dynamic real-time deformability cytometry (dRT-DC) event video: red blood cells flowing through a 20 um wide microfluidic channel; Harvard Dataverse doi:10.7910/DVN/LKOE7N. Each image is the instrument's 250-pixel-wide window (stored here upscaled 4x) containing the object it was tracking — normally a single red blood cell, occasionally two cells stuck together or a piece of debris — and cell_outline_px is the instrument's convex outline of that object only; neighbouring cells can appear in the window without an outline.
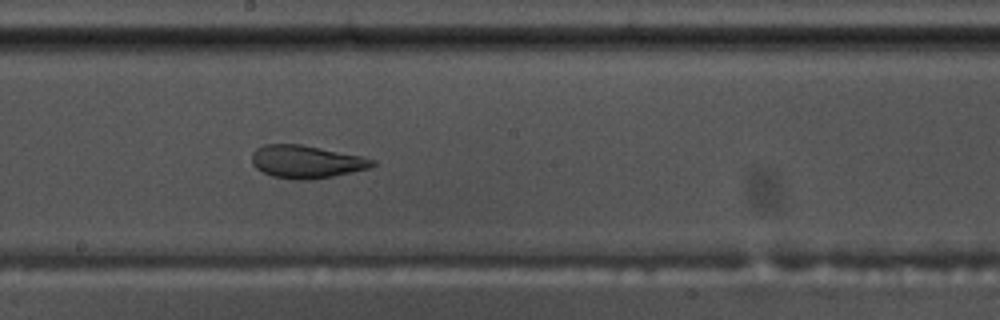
{"species": "common noctule bat (a hibernating species)", "species_latin": "Nyctalus noctula", "temperature_condition": "warm", "stored_images_in_passage": 54, "camera_frame_rate_fps": 3000, "um_per_image_px": 0.085, "animal": {"sex": "male", "body_mass_g": 17.5, "forearm_length_mm": 52.3}, "frame": {"image": 1, "passage_image": 29, "time_ms": 9.333, "image_size_px": [1000, 320], "cell_outline_px": [[376, 164], [368, 168], [352, 172], [312, 180], [292, 180], [272, 176], [256, 168], [252, 164], [252, 152], [256, 148], [264, 144], [300, 144], [360, 156], [376, 160]], "centroid_in_image_um": [26.0, 13.75], "position_along_channel_um": 222.2, "area_um2": 23.0}}
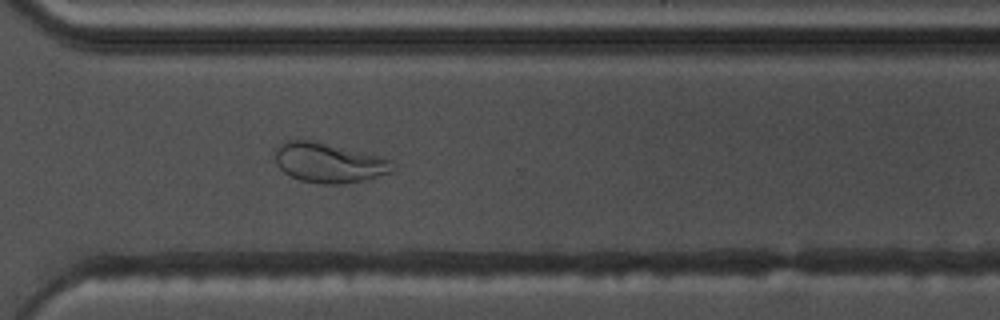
{"frame": {"image": 2, "passage_image": 39, "time_ms": 12.667, "image_size_px": [1000, 320], "cell_outline_px": [[396, 168], [392, 172], [368, 180], [340, 184], [320, 184], [300, 180], [284, 172], [276, 164], [276, 148], [280, 144], [288, 140], [308, 140], [376, 156], [392, 160]], "centroid_in_image_um": [27.97, 13.87], "position_along_channel_um": 342.6, "area_um2": 26.82}}
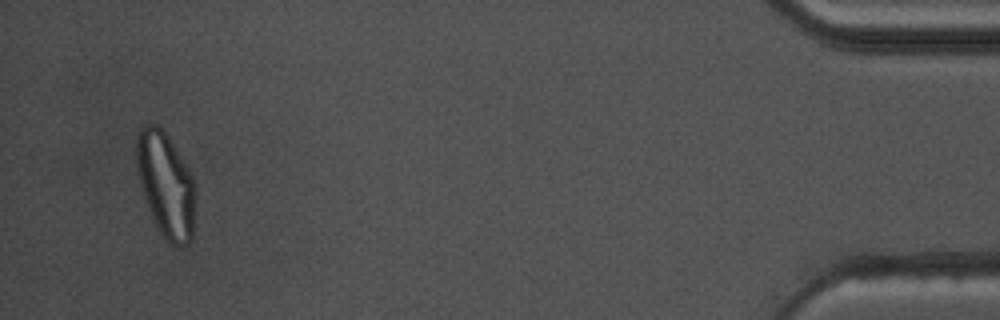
{"frame": {"image": 3, "passage_image": 52, "time_ms": 17.0, "image_size_px": [1000, 320], "cell_outline_px": [[196, 184], [192, 240], [188, 244], [180, 248], [176, 248], [164, 240], [148, 208], [136, 172], [136, 136], [140, 128], [144, 124], [156, 124], [168, 136], [188, 168]], "centroid_in_image_um": [14.1, 15.73], "position_along_channel_um": 421.1, "area_um2": 36.41}, "authors_computed_cell_mechanics": {"area_um2": 28.9578, "velocity_mm_per_s": 3.6108, "shape_relaxation_time_tau1_ms": null, "shape_relaxation_time_tau2_ms": 1.5876, "deformation_change_tau1": null, "deformation_change_tau2": 0.0825}}